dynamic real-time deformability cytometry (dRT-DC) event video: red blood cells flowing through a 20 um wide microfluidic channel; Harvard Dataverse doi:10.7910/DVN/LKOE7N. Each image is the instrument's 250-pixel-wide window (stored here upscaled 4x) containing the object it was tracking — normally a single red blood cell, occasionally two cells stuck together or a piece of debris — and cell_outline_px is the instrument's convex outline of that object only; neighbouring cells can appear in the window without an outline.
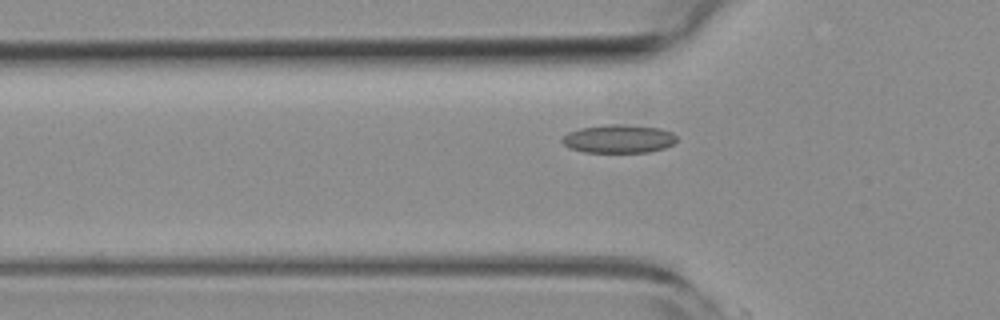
{"species": "common noctule bat (a hibernating species)", "species_latin": "Nyctalus noctula", "temperature_condition": "room temperature", "stored_images_in_passage": 8, "camera_frame_rate_fps": 3000, "um_per_image_px": 0.085, "animal": {"sex": "female", "body_mass_g": 19.3, "forearm_length_mm": 54.1}, "frame": {"image": 1, "passage_image": 6, "time_ms": 1.667, "image_size_px": [1000, 320], "cell_outline_px": [[676, 140], [672, 144], [664, 148], [648, 152], [584, 152], [568, 148], [560, 140], [568, 132], [580, 128], [604, 124], [624, 124], [660, 128], [672, 132], [676, 136]], "centroid_in_image_um": [52.56, 11.79], "position_along_channel_um": 73.2, "area_um2": 19.02}}